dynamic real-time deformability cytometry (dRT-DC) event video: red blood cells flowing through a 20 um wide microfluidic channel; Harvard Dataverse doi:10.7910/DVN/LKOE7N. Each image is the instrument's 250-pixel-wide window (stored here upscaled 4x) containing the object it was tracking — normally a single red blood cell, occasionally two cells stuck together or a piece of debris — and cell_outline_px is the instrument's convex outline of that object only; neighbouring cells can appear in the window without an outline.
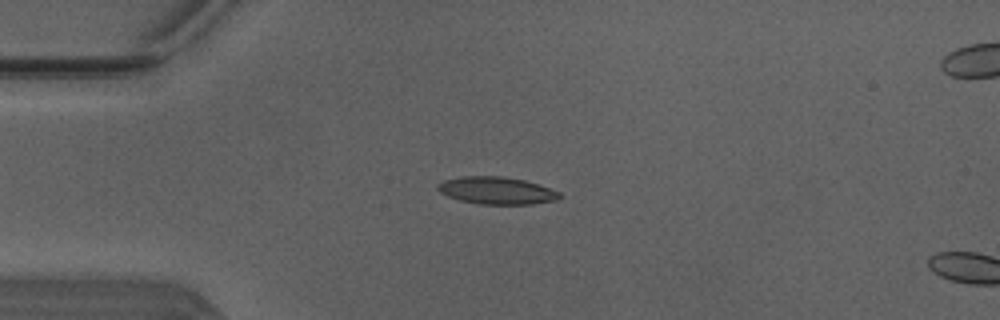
{"species": "Egyptian fruit bat (a non-hibernating species)", "species_latin": "Rousettus aegyptiacus", "temperature_condition": "warm", "stored_images_in_passage": 8, "camera_frame_rate_fps": 3000, "um_per_image_px": 0.085, "animal": {"sex": "male"}, "frame": {"image": 1, "passage_image": 6, "time_ms": 1.667, "image_size_px": [1000, 320], "cell_outline_px": [[564, 196], [556, 200], [532, 204], [480, 204], [460, 200], [448, 196], [440, 192], [436, 188], [436, 184], [444, 180], [464, 176], [500, 176], [524, 180], [560, 192]], "centroid_in_image_um": [42.2, 16.2], "position_along_channel_um": 42.8, "area_um2": 19.31}}